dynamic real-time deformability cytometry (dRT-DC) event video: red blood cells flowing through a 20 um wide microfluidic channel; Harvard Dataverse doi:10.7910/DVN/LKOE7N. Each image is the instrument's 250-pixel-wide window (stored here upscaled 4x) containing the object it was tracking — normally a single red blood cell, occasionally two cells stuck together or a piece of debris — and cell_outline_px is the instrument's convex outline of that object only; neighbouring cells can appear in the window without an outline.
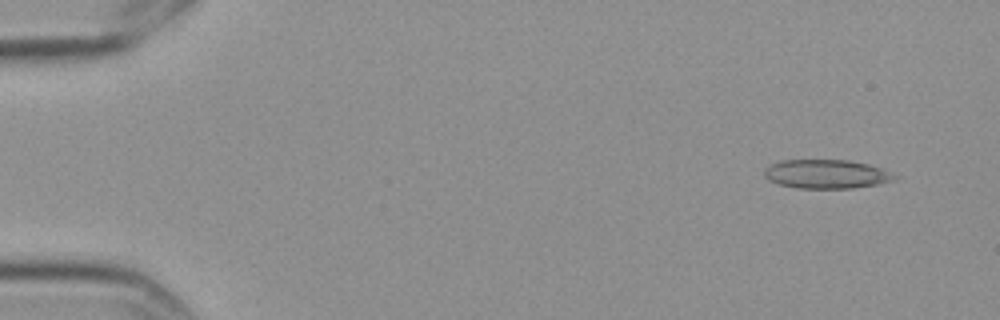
{"species": "Egyptian fruit bat (a non-hibernating species)", "species_latin": "Rousettus aegyptiacus", "temperature_condition": "cold", "stored_images_in_passage": 8, "camera_frame_rate_fps": 3000, "um_per_image_px": 0.085, "frame": {"image": 1, "passage_image": 8, "time_ms": 2.333, "image_size_px": [1000, 320], "cell_outline_px": [[900, 176], [896, 180], [880, 184], [852, 188], [796, 188], [780, 184], [768, 180], [764, 176], [764, 168], [768, 164], [780, 160], [848, 160], [868, 164], [880, 168]], "centroid_in_image_um": [70.24, 14.79], "position_along_channel_um": 14.8, "area_um2": 22.2}}